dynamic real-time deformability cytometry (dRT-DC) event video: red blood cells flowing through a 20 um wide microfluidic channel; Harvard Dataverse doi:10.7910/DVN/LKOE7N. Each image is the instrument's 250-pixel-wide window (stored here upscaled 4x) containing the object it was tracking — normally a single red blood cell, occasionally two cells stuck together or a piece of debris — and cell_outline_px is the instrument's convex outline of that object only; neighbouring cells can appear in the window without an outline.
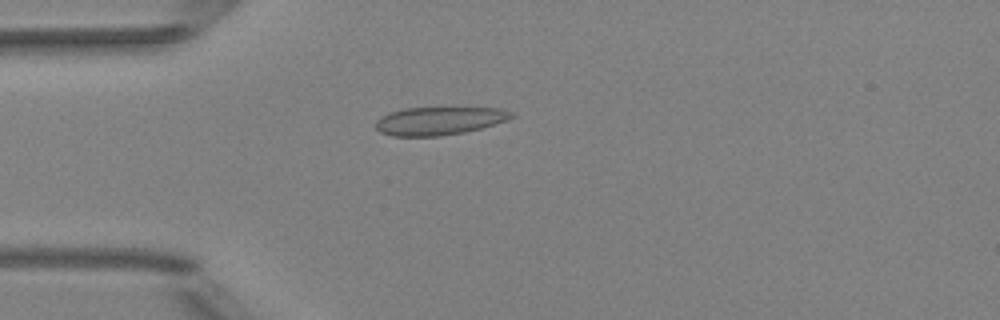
{"species": "Egyptian fruit bat (a non-hibernating species)", "species_latin": "Rousettus aegyptiacus", "temperature_condition": "room temperature", "stored_images_in_passage": 51, "camera_frame_rate_fps": 3000, "um_per_image_px": 0.085, "animal": {"sex": "female"}, "frame": {"image": 1, "passage_image": 14, "time_ms": 4.333, "image_size_px": [1000, 320], "cell_outline_px": [[516, 116], [508, 120], [480, 128], [464, 132], [440, 136], [392, 136], [380, 132], [376, 128], [376, 120], [380, 116], [388, 112], [404, 108], [500, 108], [512, 112]], "centroid_in_image_um": [37.31, 10.27], "position_along_channel_um": 47.7, "area_um2": 22.25}}
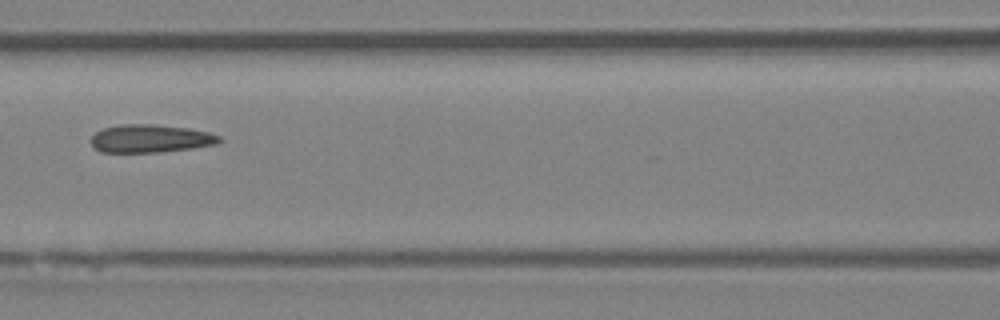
{"frame": {"image": 2, "passage_image": 23, "time_ms": 7.333, "image_size_px": [1000, 320], "cell_outline_px": [[224, 140], [216, 144], [192, 148], [160, 152], [100, 152], [92, 144], [92, 136], [96, 132], [104, 128], [120, 124], [152, 124], [188, 128], [208, 132], [220, 136]], "centroid_in_image_um": [12.81, 11.77], "position_along_channel_um": 153.8, "area_um2": 20.87}}
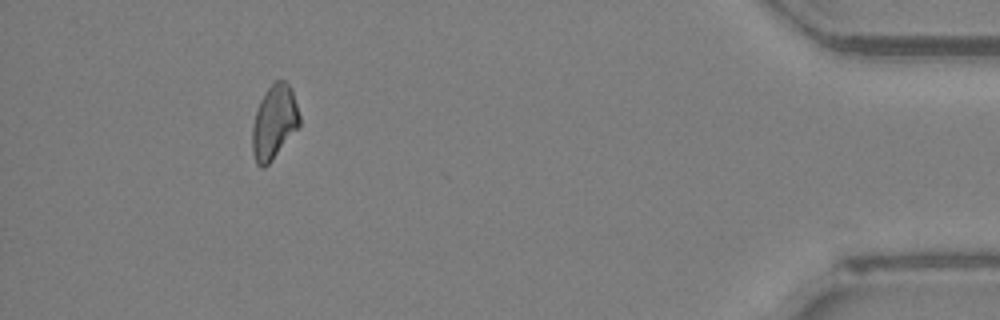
{"frame": {"image": 3, "passage_image": 47, "time_ms": 15.333, "image_size_px": [1000, 320], "cell_outline_px": [[300, 128], [272, 160], [264, 168], [260, 168], [256, 164], [252, 152], [252, 124], [260, 100], [268, 88], [276, 80], [284, 80], [292, 88], [300, 116]], "centroid_in_image_um": [23.32, 10.41], "position_along_channel_um": 411.9, "area_um2": 20.69}, "authors_computed_cell_mechanics": {"area_um2": 20.9814, "velocity_mm_per_s": 4.0039, "shape_relaxation_time_tau1_ms": null, "shape_relaxation_time_tau2_ms": 5.4092, "deformation_change_tau1": null, "deformation_change_tau2": 0.1133}}